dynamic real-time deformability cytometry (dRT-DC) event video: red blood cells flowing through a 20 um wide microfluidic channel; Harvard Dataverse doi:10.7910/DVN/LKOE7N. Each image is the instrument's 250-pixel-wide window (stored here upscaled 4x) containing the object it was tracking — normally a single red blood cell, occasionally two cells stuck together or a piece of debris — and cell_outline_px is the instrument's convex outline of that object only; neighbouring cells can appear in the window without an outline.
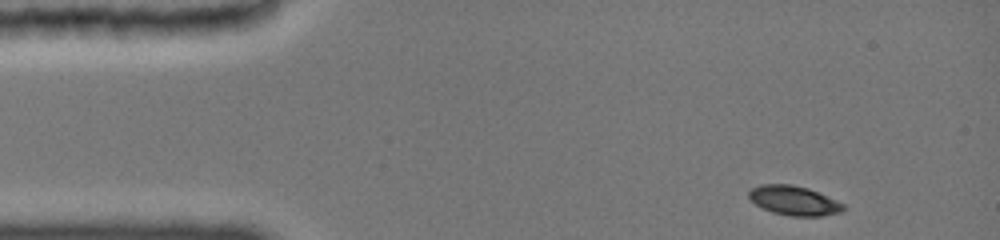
{"species": "common noctule bat (a hibernating species)", "species_latin": "Nyctalus noctula", "temperature_condition": "cold", "stored_images_in_passage": 10, "camera_frame_rate_fps": 3000, "um_per_image_px": 0.085, "animal": {"sex": "female", "body_mass_g": 19.0, "forearm_length_mm": 51.5}, "frame": {"image": 1, "passage_image": 1, "time_ms": 0.0, "image_size_px": [1000, 240], "cell_outline_px": [[844, 208], [840, 212], [820, 216], [792, 216], [772, 212], [756, 204], [748, 196], [748, 192], [752, 188], [760, 184], [792, 184], [808, 188], [836, 200], [844, 204]], "centroid_in_image_um": [67.47, 17.04], "position_along_channel_um": 17.5, "area_um2": 16.01}}
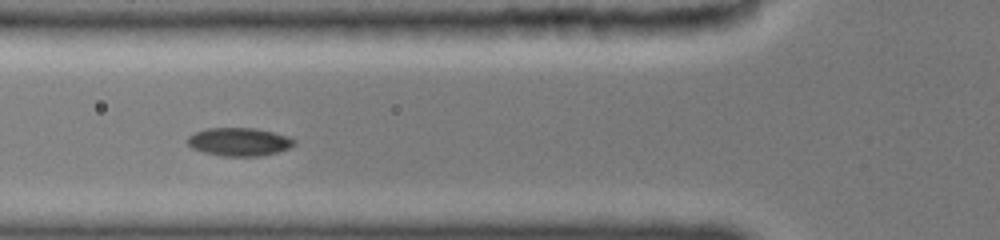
{"frame": {"image": 2, "passage_image": 5, "time_ms": 4.333, "image_size_px": [1000, 240], "cell_outline_px": [[296, 144], [280, 152], [260, 156], [220, 156], [204, 152], [192, 148], [188, 144], [188, 136], [196, 132], [208, 128], [252, 128], [272, 132], [288, 136], [296, 140]], "centroid_in_image_um": [20.35, 12.06], "position_along_channel_um": 105.4, "area_um2": 17.51}}
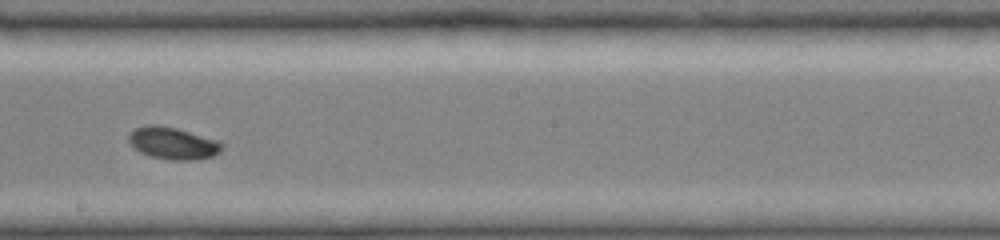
{"frame": {"image": 3, "passage_image": 9, "time_ms": 7.667, "image_size_px": [1000, 240], "cell_outline_px": [[220, 152], [212, 156], [196, 160], [168, 160], [148, 156], [140, 152], [128, 140], [128, 136], [136, 128], [152, 124], [176, 128], [216, 140], [220, 144]], "centroid_in_image_um": [14.66, 12.19], "position_along_channel_um": 233.5, "area_um2": 17.05}}